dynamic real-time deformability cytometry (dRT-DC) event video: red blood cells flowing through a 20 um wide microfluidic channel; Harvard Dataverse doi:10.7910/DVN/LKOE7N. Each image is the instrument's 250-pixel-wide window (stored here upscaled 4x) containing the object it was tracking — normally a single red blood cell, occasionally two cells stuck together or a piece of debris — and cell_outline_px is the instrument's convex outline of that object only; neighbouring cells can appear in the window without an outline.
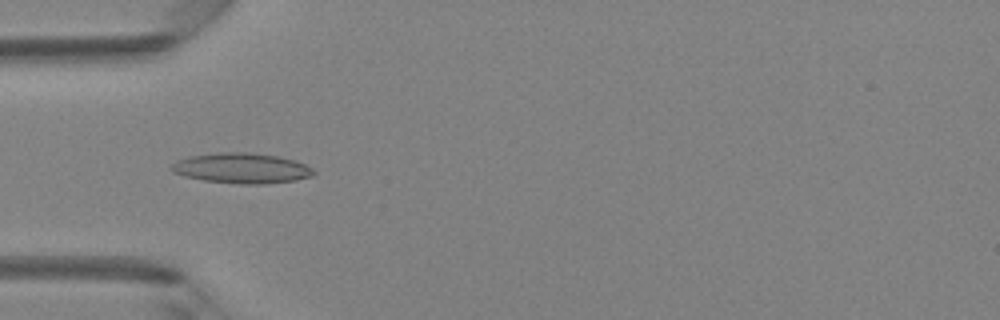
{"species": "Egyptian fruit bat (a non-hibernating species)", "species_latin": "Rousettus aegyptiacus", "temperature_condition": "room temperature", "stored_images_in_passage": 48, "camera_frame_rate_fps": 3000, "um_per_image_px": 0.085, "animal": {"sex": "female"}, "frame": {"image": 1, "passage_image": 15, "time_ms": 4.667, "image_size_px": [1000, 320], "cell_outline_px": [[316, 172], [312, 176], [296, 180], [268, 184], [240, 184], [204, 180], [184, 176], [172, 172], [168, 168], [176, 160], [192, 156], [220, 152], [252, 152], [280, 156], [304, 164], [312, 168]], "centroid_in_image_um": [20.54, 14.3], "position_along_channel_um": 64.5, "area_um2": 25.26}}
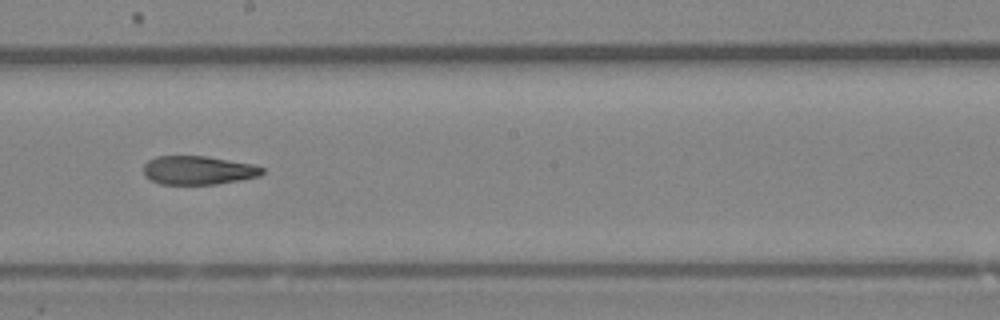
{"frame": {"image": 2, "passage_image": 27, "time_ms": 8.667, "image_size_px": [1000, 320], "cell_outline_px": [[264, 172], [260, 176], [240, 180], [216, 184], [160, 184], [144, 176], [144, 164], [148, 160], [156, 156], [208, 156], [252, 164], [264, 168]], "centroid_in_image_um": [16.85, 14.47], "position_along_channel_um": 231.4, "area_um2": 19.88}}
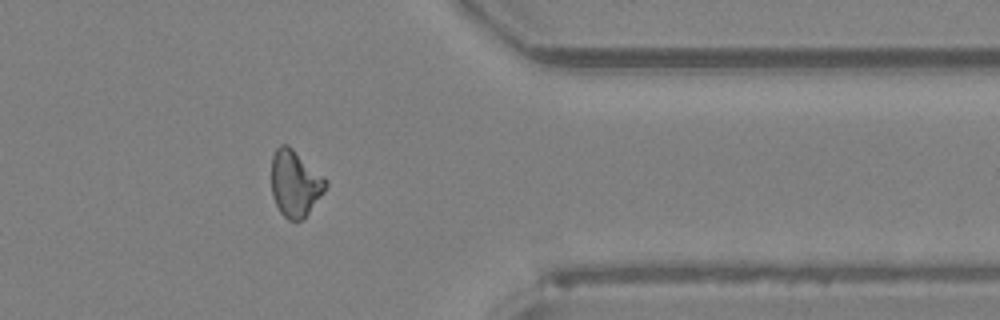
{"frame": {"image": 3, "passage_image": 39, "time_ms": 12.667, "image_size_px": [1000, 320], "cell_outline_px": [[328, 184], [324, 192], [308, 212], [300, 220], [288, 220], [280, 212], [272, 196], [272, 156], [276, 148], [280, 144], [288, 144], [324, 176], [328, 180]], "centroid_in_image_um": [25.08, 15.56], "position_along_channel_um": 386.3, "area_um2": 20.92}, "authors_computed_cell_mechanics": {"area_um2": 21.1548, "velocity_mm_per_s": 4.2054, "shape_relaxation_time_tau1_ms": null, "shape_relaxation_time_tau2_ms": 8.1558, "deformation_change_tau1": null, "deformation_change_tau2": 0.1936}}